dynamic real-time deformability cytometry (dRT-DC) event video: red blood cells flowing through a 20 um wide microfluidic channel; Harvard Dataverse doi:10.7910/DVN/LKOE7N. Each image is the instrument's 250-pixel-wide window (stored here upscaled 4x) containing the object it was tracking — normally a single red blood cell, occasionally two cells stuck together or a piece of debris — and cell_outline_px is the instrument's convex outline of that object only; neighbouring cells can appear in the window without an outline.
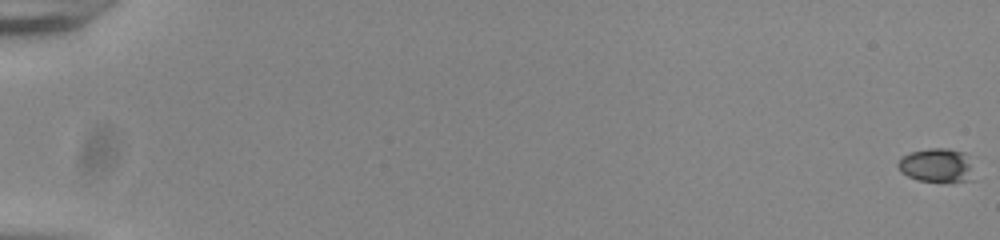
{"species": "common noctule bat (a hibernating species)", "species_latin": "Nyctalus noctula", "temperature_condition": "room temperature", "stored_images_in_passage": 21, "camera_frame_rate_fps": 3000, "um_per_image_px": 0.085, "animal": {"sex": "male", "body_mass_g": 20.0, "forearm_length_mm": 53.3}, "frame": {"image": 1, "passage_image": 1, "time_ms": 0.0, "image_size_px": [1000, 240], "cell_outline_px": [[972, 180], [948, 184], [944, 184], [916, 180], [900, 172], [896, 164], [904, 156], [912, 152], [928, 148], [948, 148], [964, 152], [968, 164]], "centroid_in_image_um": [79.57, 14.1], "position_along_channel_um": 5.4, "area_um2": 15.14}}
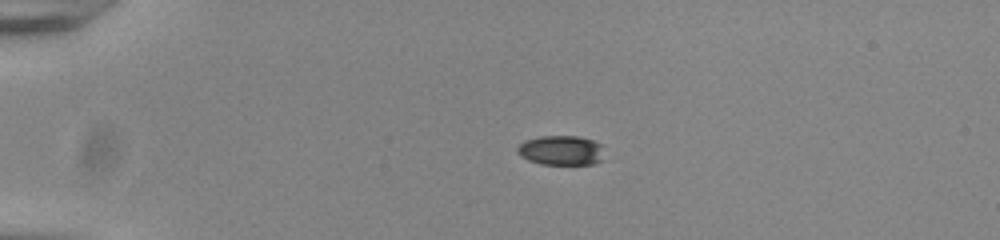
{"frame": {"image": 2, "passage_image": 15, "time_ms": 4.667, "image_size_px": [1000, 240], "cell_outline_px": [[604, 160], [596, 164], [540, 164], [528, 160], [520, 156], [516, 152], [516, 148], [524, 140], [540, 136], [576, 136], [592, 140], [604, 144]], "centroid_in_image_um": [47.73, 12.78], "position_along_channel_um": 37.3, "area_um2": 15.43}}